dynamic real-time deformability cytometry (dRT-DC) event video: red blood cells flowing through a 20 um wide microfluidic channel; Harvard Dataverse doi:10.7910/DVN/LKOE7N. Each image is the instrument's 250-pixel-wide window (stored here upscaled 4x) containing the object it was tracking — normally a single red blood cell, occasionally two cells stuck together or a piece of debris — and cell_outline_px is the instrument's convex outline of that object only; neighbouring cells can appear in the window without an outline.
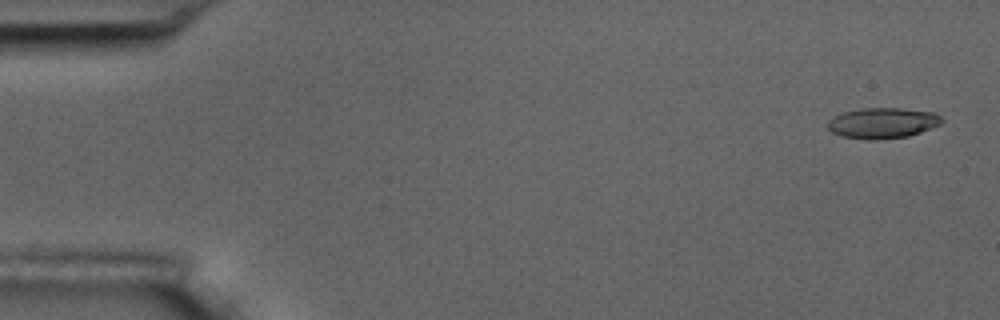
{"species": "common noctule bat (a hibernating species)", "species_latin": "Nyctalus noctula", "temperature_condition": "room temperature", "stored_images_in_passage": 5, "camera_frame_rate_fps": 3000, "um_per_image_px": 0.085, "animal": {"sex": "male", "body_mass_g": 17.5, "forearm_length_mm": 52.3}, "frame": {"image": 1, "passage_image": 1, "time_ms": 0.0, "image_size_px": [1000, 320], "cell_outline_px": [[944, 120], [940, 124], [920, 132], [908, 136], [876, 140], [868, 140], [844, 136], [832, 132], [828, 128], [828, 120], [844, 112], [860, 108], [900, 108], [936, 112]], "centroid_in_image_um": [75.04, 10.45], "position_along_channel_um": 10.0, "area_um2": 20.29}}
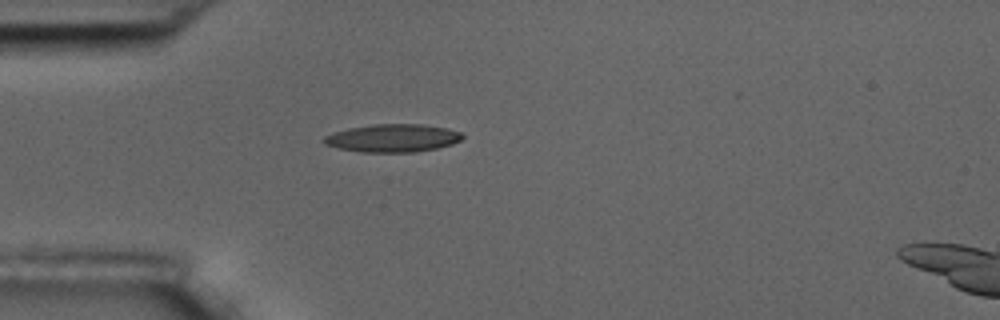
{"frame": {"image": 2, "passage_image": 5, "time_ms": 4.667, "image_size_px": [1000, 320], "cell_outline_px": [[464, 136], [460, 140], [452, 144], [436, 148], [412, 152], [360, 152], [336, 148], [324, 144], [320, 140], [324, 136], [332, 132], [348, 128], [372, 124], [420, 124], [448, 128], [460, 132]], "centroid_in_image_um": [33.31, 11.73], "position_along_channel_um": 51.7, "area_um2": 22.72}}